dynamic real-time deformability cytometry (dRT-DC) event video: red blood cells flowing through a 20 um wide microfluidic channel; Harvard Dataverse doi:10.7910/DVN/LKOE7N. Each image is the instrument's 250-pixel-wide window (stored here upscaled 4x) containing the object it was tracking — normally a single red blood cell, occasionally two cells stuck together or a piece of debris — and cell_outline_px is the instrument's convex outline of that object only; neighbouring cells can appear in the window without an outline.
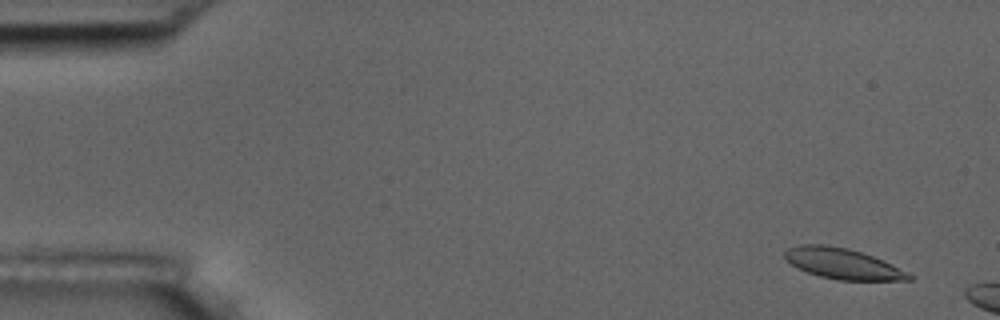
{"species": "common noctule bat (a hibernating species)", "species_latin": "Nyctalus noctula", "temperature_condition": "room temperature", "stored_images_in_passage": 7, "camera_frame_rate_fps": 3000, "um_per_image_px": 0.085, "animal": {"sex": "male", "body_mass_g": 17.5, "forearm_length_mm": 52.3}, "frame": {"image": 1, "passage_image": 2, "time_ms": 0.333, "image_size_px": [1000, 320], "cell_outline_px": [[916, 276], [912, 280], [840, 280], [820, 276], [808, 272], [792, 264], [784, 256], [784, 252], [788, 248], [800, 244], [824, 244], [848, 248], [872, 256]], "centroid_in_image_um": [71.63, 22.41], "position_along_channel_um": 13.4, "area_um2": 21.85}}